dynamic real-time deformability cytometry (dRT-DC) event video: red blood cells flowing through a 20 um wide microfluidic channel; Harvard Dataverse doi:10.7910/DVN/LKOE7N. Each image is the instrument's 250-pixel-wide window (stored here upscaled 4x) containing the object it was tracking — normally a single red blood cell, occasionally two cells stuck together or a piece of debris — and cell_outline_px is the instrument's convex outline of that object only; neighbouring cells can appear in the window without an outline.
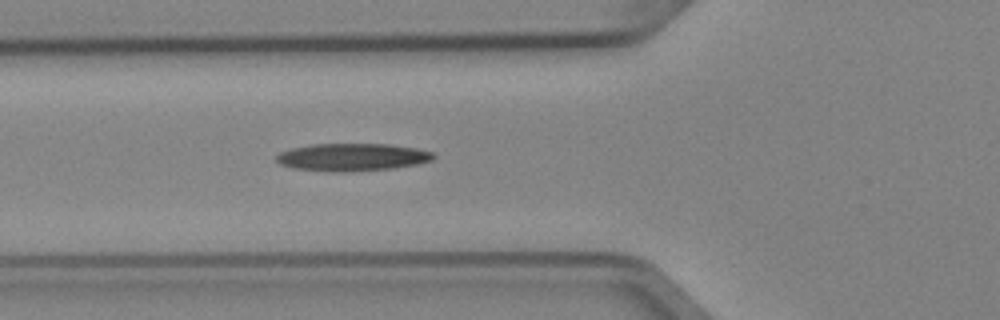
{"species": "Egyptian fruit bat (a non-hibernating species)", "species_latin": "Rousettus aegyptiacus", "temperature_condition": "cold", "stored_images_in_passage": 5, "camera_frame_rate_fps": 3000, "um_per_image_px": 0.085, "animal": {"sex": "female"}, "frame": {"image": 1, "passage_image": 5, "time_ms": 1.333, "image_size_px": [1000, 320], "cell_outline_px": [[436, 156], [432, 160], [416, 164], [392, 168], [344, 172], [332, 172], [292, 168], [280, 164], [276, 160], [276, 156], [280, 152], [292, 148], [312, 144], [388, 144], [416, 148], [432, 152]], "centroid_in_image_um": [29.91, 13.36], "position_along_channel_um": 95.9, "area_um2": 25.2}}